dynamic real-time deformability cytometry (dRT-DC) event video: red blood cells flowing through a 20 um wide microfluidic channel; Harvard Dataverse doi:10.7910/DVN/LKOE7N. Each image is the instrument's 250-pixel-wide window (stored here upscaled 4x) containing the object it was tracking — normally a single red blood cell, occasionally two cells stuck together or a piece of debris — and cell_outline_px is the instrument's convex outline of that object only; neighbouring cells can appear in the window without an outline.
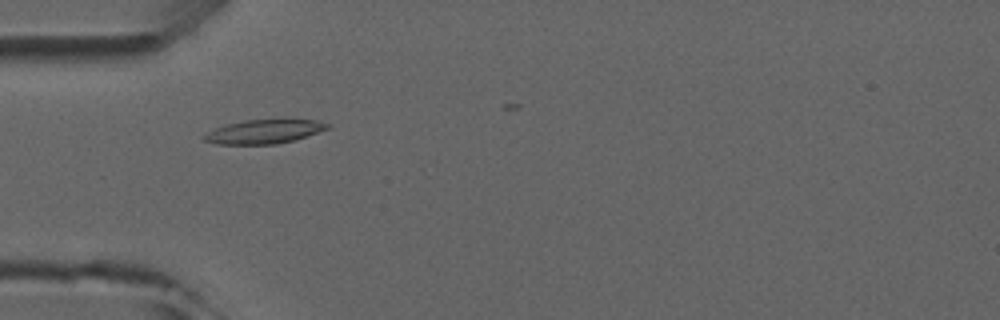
{"species": "common noctule bat (a hibernating species)", "species_latin": "Nyctalus noctula", "temperature_condition": "room temperature", "stored_images_in_passage": 7, "camera_frame_rate_fps": 3000, "um_per_image_px": 0.085, "animal": {"sex": "male", "forearm_length_mm": 52.5}, "frame": {"image": 1, "passage_image": 4, "time_ms": 4.333, "image_size_px": [1000, 320], "cell_outline_px": [[332, 128], [292, 140], [276, 144], [216, 144], [204, 140], [200, 136], [216, 128], [228, 124], [244, 120], [284, 116], [288, 116], [316, 120], [332, 124]], "centroid_in_image_um": [22.55, 11.12], "position_along_channel_um": 62.4, "area_um2": 18.15}}
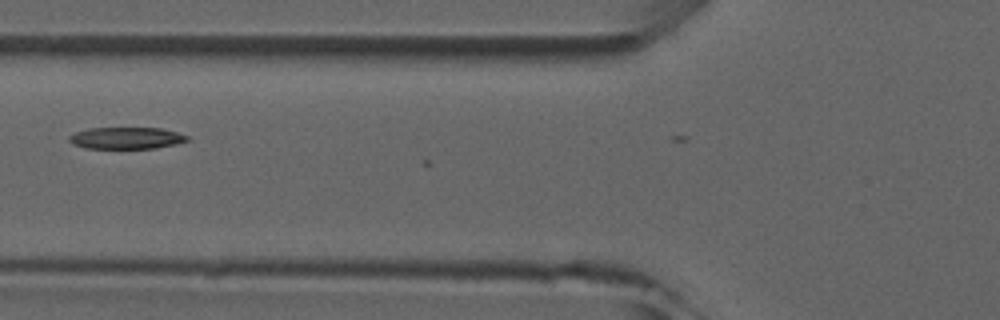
{"frame": {"image": 2, "passage_image": 5, "time_ms": 5.667, "image_size_px": [1000, 320], "cell_outline_px": [[188, 140], [176, 144], [156, 148], [84, 148], [72, 144], [68, 140], [68, 136], [76, 132], [92, 128], [160, 128], [176, 132], [188, 136]], "centroid_in_image_um": [10.71, 11.74], "position_along_channel_um": 115.1, "area_um2": 14.85}}
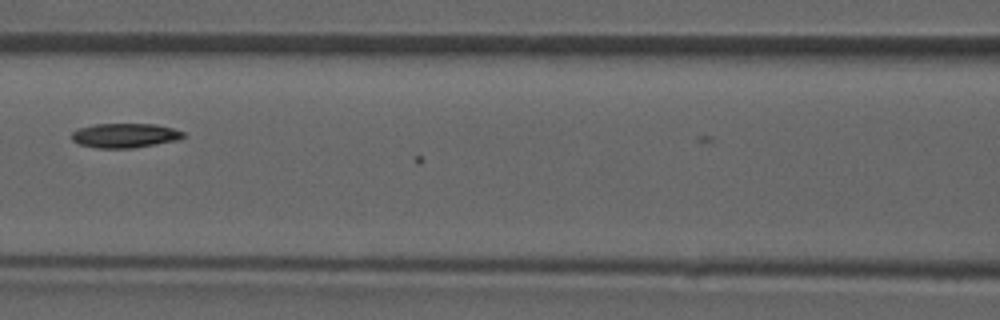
{"frame": {"image": 3, "passage_image": 6, "time_ms": 6.667, "image_size_px": [1000, 320], "cell_outline_px": [[184, 136], [180, 140], [132, 148], [96, 148], [80, 144], [72, 140], [72, 132], [80, 128], [96, 124], [156, 124], [172, 128], [184, 132]], "centroid_in_image_um": [10.64, 11.52], "position_along_channel_um": 156.0, "area_um2": 15.84}}